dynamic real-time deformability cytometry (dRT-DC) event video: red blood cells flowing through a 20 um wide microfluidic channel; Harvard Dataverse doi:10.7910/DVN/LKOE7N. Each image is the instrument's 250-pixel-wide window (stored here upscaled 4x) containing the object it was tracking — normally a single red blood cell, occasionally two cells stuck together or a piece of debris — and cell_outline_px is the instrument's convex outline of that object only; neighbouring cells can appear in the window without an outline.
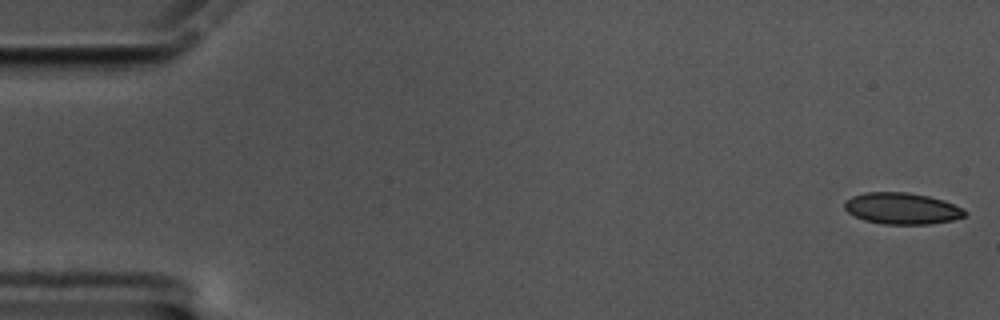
{"species": "common noctule bat (a hibernating species)", "species_latin": "Nyctalus noctula", "temperature_condition": "cold", "stored_images_in_passage": 59, "camera_frame_rate_fps": 3000, "um_per_image_px": 0.085, "animal": {"sex": "male", "body_mass_g": 17.5, "forearm_length_mm": 52.3}, "frame": {"image": 1, "passage_image": 1, "time_ms": 0.0, "image_size_px": [1000, 320], "cell_outline_px": [[968, 212], [964, 216], [952, 220], [928, 224], [884, 224], [864, 220], [848, 212], [844, 208], [844, 200], [852, 196], [864, 192], [908, 192], [928, 196], [944, 200], [964, 208]], "centroid_in_image_um": [76.67, 17.71], "position_along_channel_um": 8.3, "area_um2": 22.14}}
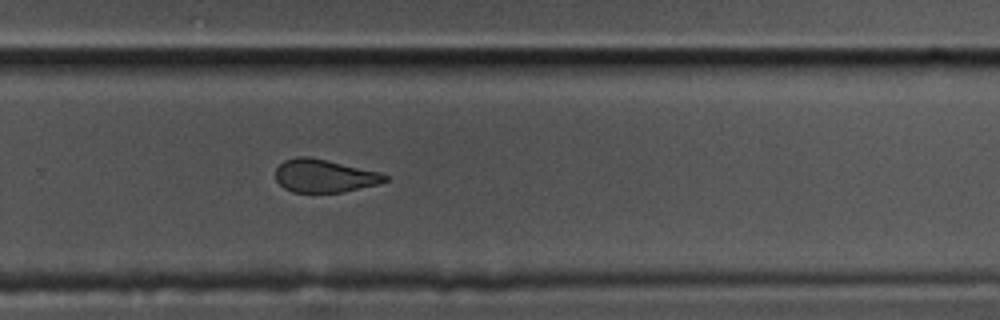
{"frame": {"image": 2, "passage_image": 39, "time_ms": 12.667, "image_size_px": [1000, 320], "cell_outline_px": [[388, 180], [376, 184], [340, 192], [292, 192], [284, 188], [276, 180], [276, 168], [284, 160], [296, 156], [308, 156], [380, 172], [388, 176]], "centroid_in_image_um": [27.53, 14.94], "position_along_channel_um": 302.3, "area_um2": 20.81}}
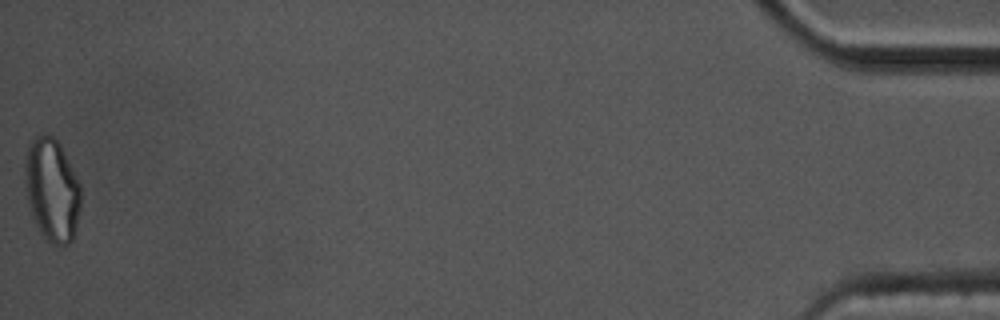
{"frame": {"image": 3, "passage_image": 59, "time_ms": 19.333, "image_size_px": [1000, 320], "cell_outline_px": [[80, 208], [76, 228], [72, 240], [68, 244], [56, 244], [48, 240], [44, 236], [36, 224], [32, 216], [24, 192], [24, 160], [28, 144], [36, 136], [44, 132], [52, 136], [60, 144], [80, 184]], "centroid_in_image_um": [4.38, 16.09], "position_along_channel_um": 430.8, "area_um2": 33.76}, "authors_computed_cell_mechanics": {"area_um2": 22.831, "velocity_mm_per_s": 3.3917, "shape_relaxation_time_tau1_ms": null, "shape_relaxation_time_tau2_ms": 2.7224, "deformation_change_tau1": null, "deformation_change_tau2": 0.0906}}